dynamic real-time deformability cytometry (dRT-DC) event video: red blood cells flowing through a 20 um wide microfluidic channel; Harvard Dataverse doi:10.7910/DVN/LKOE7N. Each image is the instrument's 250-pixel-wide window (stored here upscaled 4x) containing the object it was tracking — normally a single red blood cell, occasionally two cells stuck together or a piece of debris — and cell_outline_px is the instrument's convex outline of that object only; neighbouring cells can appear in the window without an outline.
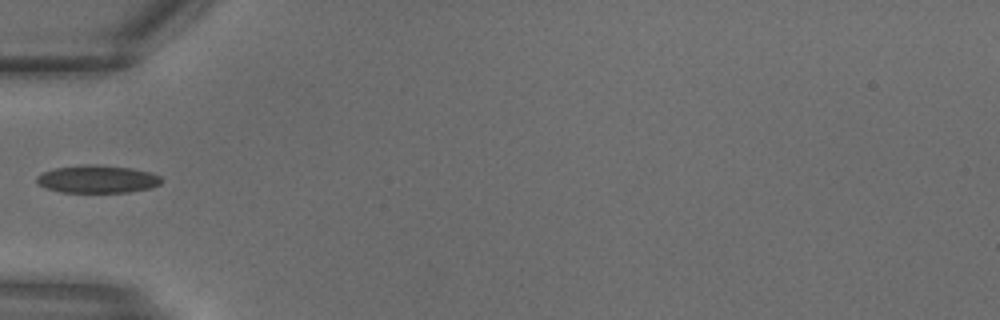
{"species": "common noctule bat (a hibernating species)", "species_latin": "Nyctalus noctula", "temperature_condition": "warm", "stored_images_in_passage": 11, "camera_frame_rate_fps": 3000, "um_per_image_px": 0.085, "animal": {"sex": "male", "body_mass_g": 18.8}, "frame": {"image": 1, "passage_image": 10, "time_ms": 3.0, "image_size_px": [1000, 320], "cell_outline_px": [[160, 184], [152, 188], [128, 192], [60, 192], [48, 188], [40, 184], [36, 180], [36, 176], [52, 168], [80, 164], [100, 164], [132, 168], [152, 172], [160, 176]], "centroid_in_image_um": [8.29, 15.2], "position_along_channel_um": 76.7, "area_um2": 20.35}}